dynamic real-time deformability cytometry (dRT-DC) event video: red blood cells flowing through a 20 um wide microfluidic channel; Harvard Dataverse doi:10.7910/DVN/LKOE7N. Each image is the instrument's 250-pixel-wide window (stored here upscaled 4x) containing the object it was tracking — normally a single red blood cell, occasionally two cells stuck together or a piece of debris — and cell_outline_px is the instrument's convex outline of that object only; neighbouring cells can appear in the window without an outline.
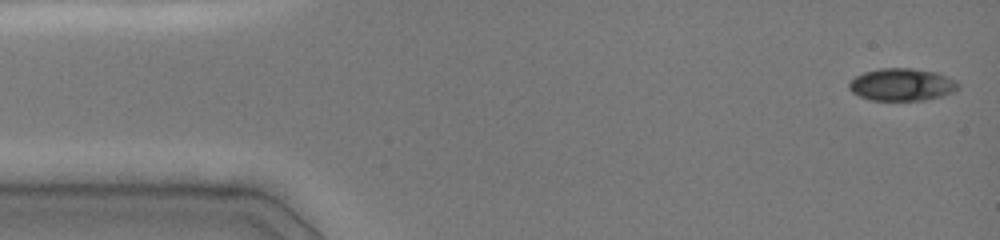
{"species": "common noctule bat (a hibernating species)", "species_latin": "Nyctalus noctula", "temperature_condition": "cold", "stored_images_in_passage": 46, "camera_frame_rate_fps": 3000, "um_per_image_px": 0.085, "animal": {"sex": "female", "body_mass_g": 19.0, "forearm_length_mm": 51.5}, "frame": {"image": 1, "passage_image": 1, "time_ms": 0.0, "image_size_px": [1000, 240], "cell_outline_px": [[960, 88], [956, 92], [944, 96], [924, 100], [872, 100], [860, 96], [852, 92], [848, 88], [848, 84], [856, 76], [864, 72], [880, 68], [912, 68], [936, 72], [948, 76], [956, 80], [960, 84]], "centroid_in_image_um": [76.72, 7.19], "position_along_channel_um": 8.3, "area_um2": 20.87}}
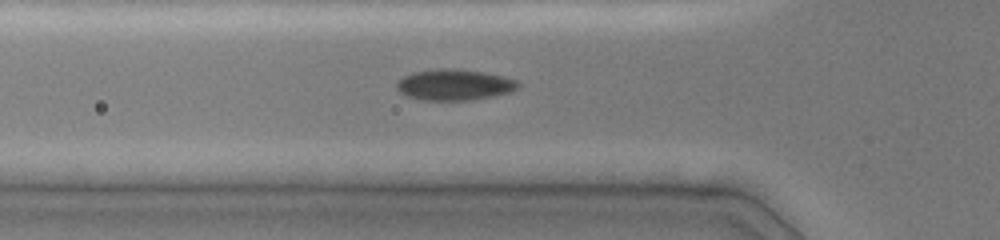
{"frame": {"image": 2, "passage_image": 15, "time_ms": 4.667, "image_size_px": [1000, 240], "cell_outline_px": [[520, 88], [512, 92], [472, 100], [424, 100], [408, 96], [400, 92], [396, 88], [396, 84], [404, 76], [412, 72], [436, 68], [456, 68], [484, 72], [504, 76], [516, 80], [520, 84]], "centroid_in_image_um": [38.66, 7.19], "position_along_channel_um": 87.1, "area_um2": 22.14}}
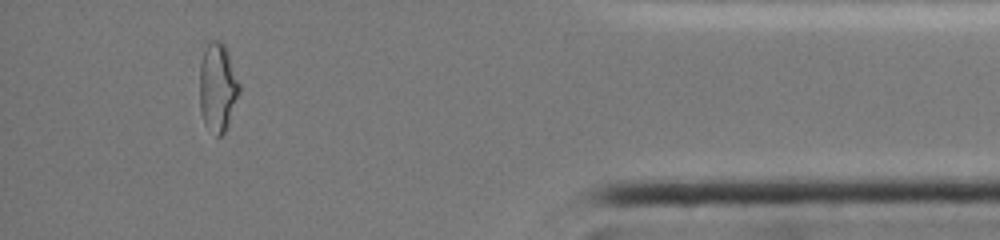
{"frame": {"image": 3, "passage_image": 42, "time_ms": 13.667, "image_size_px": [1000, 240], "cell_outline_px": [[240, 92], [228, 128], [220, 136], [216, 136], [204, 124], [200, 112], [200, 64], [208, 40], [216, 40], [224, 44], [228, 52], [240, 84]], "centroid_in_image_um": [18.51, 7.46], "position_along_channel_um": 416.7, "area_um2": 20.75}, "authors_computed_cell_mechanics": {"area_um2": 20.8947, "velocity_mm_per_s": 4.0604, "shape_relaxation_time_tau1_ms": null, "shape_relaxation_time_tau2_ms": 1.5823, "deformation_change_tau1": null, "deformation_change_tau2": 0.0436}}